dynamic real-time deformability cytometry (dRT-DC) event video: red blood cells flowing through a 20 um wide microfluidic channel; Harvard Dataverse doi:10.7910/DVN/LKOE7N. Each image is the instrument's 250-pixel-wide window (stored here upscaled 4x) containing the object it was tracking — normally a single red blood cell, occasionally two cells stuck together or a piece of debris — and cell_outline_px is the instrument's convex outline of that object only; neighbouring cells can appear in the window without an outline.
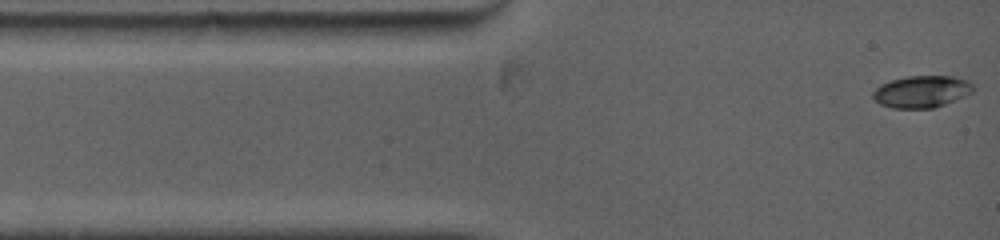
{"species": "common noctule bat (a hibernating species)", "species_latin": "Nyctalus noctula", "temperature_condition": "warm", "stored_images_in_passage": 58, "camera_frame_rate_fps": 5000, "um_per_image_px": 0.085, "animal": {"sex": "female", "body_mass_g": 19.0, "forearm_length_mm": 53.3}, "frame": {"image": 1, "passage_image": 1, "time_ms": 0.0, "image_size_px": [1000, 240], "cell_outline_px": [[972, 92], [964, 96], [944, 104], [932, 108], [892, 108], [880, 104], [872, 96], [872, 92], [880, 84], [892, 80], [908, 76], [952, 76], [964, 80], [972, 84]], "centroid_in_image_um": [78.29, 7.79], "position_along_channel_um": 6.7, "area_um2": 18.38}}
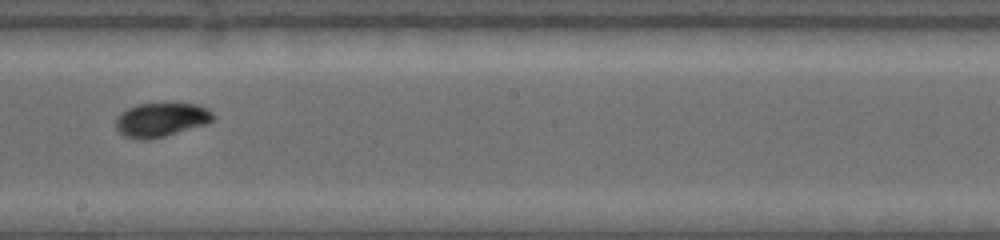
{"frame": {"image": 2, "passage_image": 25, "time_ms": 7.0, "image_size_px": [1000, 240], "cell_outline_px": [[216, 116], [212, 120], [204, 124], [164, 136], [148, 140], [136, 140], [124, 136], [116, 128], [116, 116], [128, 108], [136, 104], [196, 104], [208, 108]], "centroid_in_image_um": [13.66, 10.18], "position_along_channel_um": 234.5, "area_um2": 19.13}}
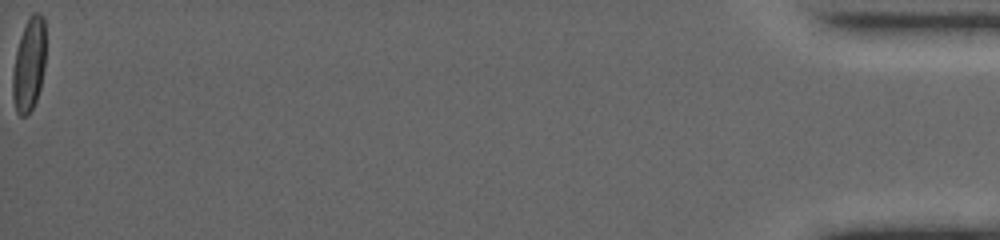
{"frame": {"image": 3, "passage_image": 58, "time_ms": 16.4, "image_size_px": [1000, 240], "cell_outline_px": [[44, 68], [40, 88], [36, 100], [32, 108], [24, 116], [20, 116], [16, 112], [12, 100], [12, 72], [16, 52], [20, 36], [28, 16], [32, 12], [40, 12], [44, 16]], "centroid_in_image_um": [2.44, 5.48], "position_along_channel_um": 432.8, "area_um2": 18.09}, "authors_computed_cell_mechanics": {"area_um2": 18.496, "velocity_mm_per_s": 3.9274, "shape_relaxation_time_tau1_ms": 6.1228, "shape_relaxation_time_tau2_ms": 2.1628, "deformation_change_tau1": 0.1883, "deformation_change_tau2": 0.0367}}